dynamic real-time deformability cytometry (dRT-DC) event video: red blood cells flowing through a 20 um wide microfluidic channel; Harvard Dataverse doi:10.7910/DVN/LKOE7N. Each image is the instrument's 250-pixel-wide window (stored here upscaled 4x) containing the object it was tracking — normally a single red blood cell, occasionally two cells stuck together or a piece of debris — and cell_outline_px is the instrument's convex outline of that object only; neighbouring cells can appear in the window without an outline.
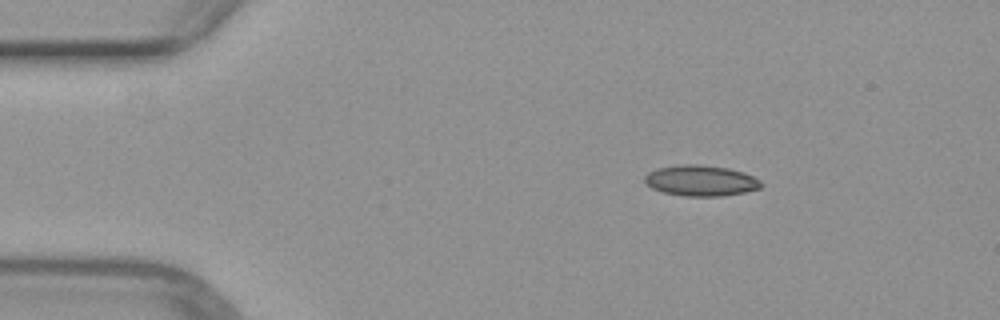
{"species": "common noctule bat (a hibernating species)", "species_latin": "Nyctalus noctula", "temperature_condition": "warm", "stored_images_in_passage": 43, "camera_frame_rate_fps": 3000, "um_per_image_px": 0.085, "animal": {"sex": "female", "body_mass_g": 29.2, "forearm_length_mm": 56.3}, "frame": {"image": 1, "passage_image": 1, "time_ms": 0.0, "image_size_px": [1000, 320], "cell_outline_px": [[764, 184], [760, 188], [744, 192], [720, 196], [684, 196], [664, 192], [652, 188], [644, 180], [644, 176], [648, 172], [656, 168], [680, 164], [696, 164], [728, 168], [744, 172], [760, 180]], "centroid_in_image_um": [59.57, 15.34], "position_along_channel_um": 25.4, "area_um2": 20.87}}
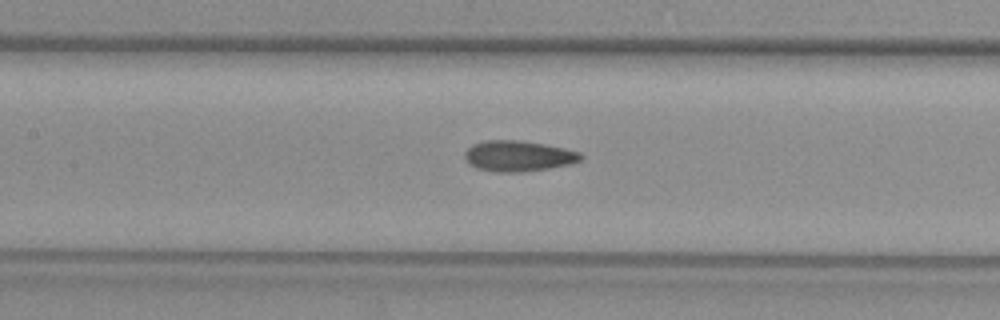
{"frame": {"image": 2, "passage_image": 16, "time_ms": 5.0, "image_size_px": [1000, 320], "cell_outline_px": [[584, 156], [580, 160], [572, 164], [524, 172], [496, 172], [476, 168], [468, 164], [464, 156], [464, 152], [472, 144], [484, 140], [520, 140], [544, 144], [564, 148], [580, 152]], "centroid_in_image_um": [44.04, 13.26], "position_along_channel_um": 163.4, "area_um2": 20.98}}
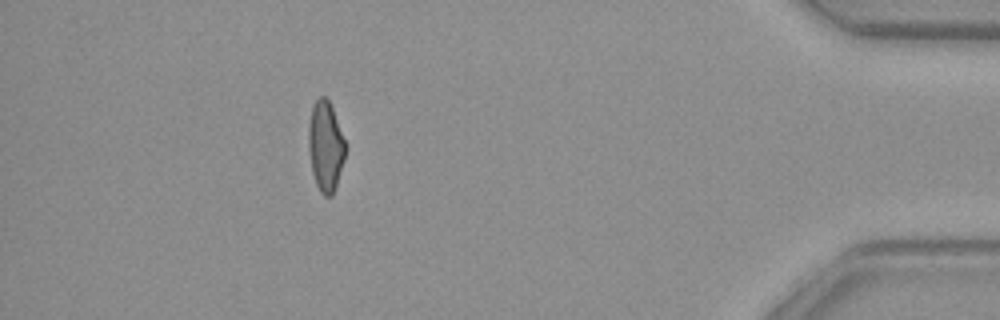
{"frame": {"image": 3, "passage_image": 38, "time_ms": 12.333, "image_size_px": [1000, 320], "cell_outline_px": [[348, 144], [344, 160], [332, 196], [324, 196], [320, 192], [316, 184], [312, 172], [308, 148], [308, 124], [312, 104], [320, 96], [324, 96], [328, 100], [332, 108]], "centroid_in_image_um": [27.67, 12.4], "position_along_channel_um": 407.5, "area_um2": 19.71}}